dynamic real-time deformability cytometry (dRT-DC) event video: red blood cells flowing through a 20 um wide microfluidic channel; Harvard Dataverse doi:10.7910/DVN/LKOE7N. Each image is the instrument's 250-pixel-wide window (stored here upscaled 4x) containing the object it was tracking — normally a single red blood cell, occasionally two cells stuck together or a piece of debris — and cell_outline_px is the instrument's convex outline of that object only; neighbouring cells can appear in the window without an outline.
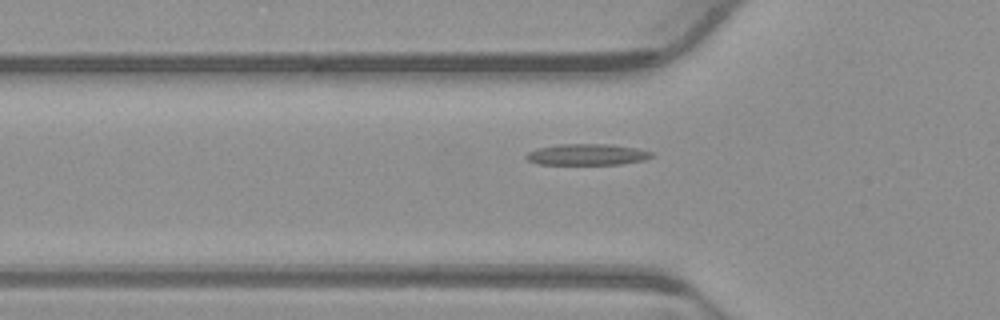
{"species": "common noctule bat (a hibernating species)", "species_latin": "Nyctalus noctula", "temperature_condition": "warm", "stored_images_in_passage": 38, "camera_frame_rate_fps": 3000, "um_per_image_px": 0.085, "animal": {"sex": "male", "body_mass_g": 23.1, "forearm_length_mm": 52.7}, "frame": {"image": 1, "passage_image": 8, "time_ms": 2.333, "image_size_px": [1000, 320], "cell_outline_px": [[652, 156], [644, 160], [620, 164], [540, 164], [528, 160], [524, 156], [528, 152], [536, 148], [560, 144], [608, 144], [636, 148], [652, 152]], "centroid_in_image_um": [49.87, 13.13], "position_along_channel_um": 75.9, "area_um2": 15.37}}
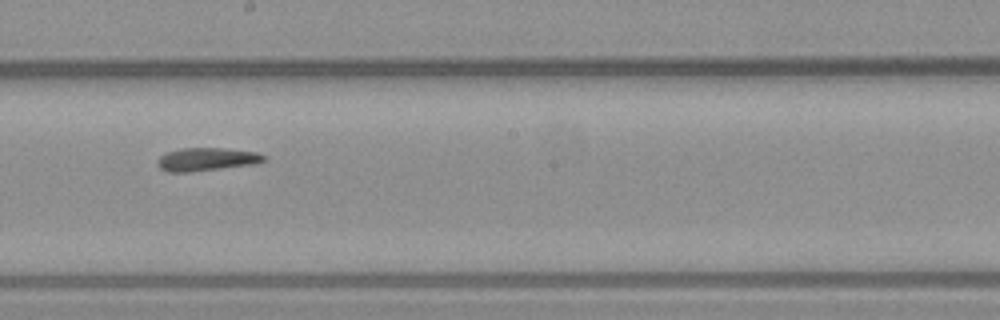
{"frame": {"image": 2, "passage_image": 20, "time_ms": 6.333, "image_size_px": [1000, 320], "cell_outline_px": [[268, 160], [256, 164], [188, 172], [168, 172], [160, 168], [156, 160], [160, 156], [168, 152], [180, 148], [220, 148], [256, 152], [268, 156]], "centroid_in_image_um": [17.6, 13.54], "position_along_channel_um": 230.6, "area_um2": 14.39}}
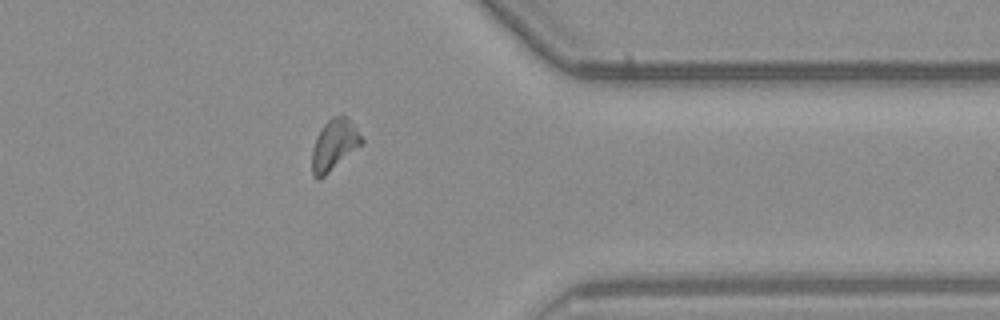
{"frame": {"image": 3, "passage_image": 33, "time_ms": 10.667, "image_size_px": [1000, 320], "cell_outline_px": [[364, 144], [320, 180], [316, 180], [312, 176], [312, 148], [316, 136], [320, 128], [332, 116], [344, 116], [356, 128], [364, 140]], "centroid_in_image_um": [28.39, 12.36], "position_along_channel_um": 383.0, "area_um2": 14.97}}